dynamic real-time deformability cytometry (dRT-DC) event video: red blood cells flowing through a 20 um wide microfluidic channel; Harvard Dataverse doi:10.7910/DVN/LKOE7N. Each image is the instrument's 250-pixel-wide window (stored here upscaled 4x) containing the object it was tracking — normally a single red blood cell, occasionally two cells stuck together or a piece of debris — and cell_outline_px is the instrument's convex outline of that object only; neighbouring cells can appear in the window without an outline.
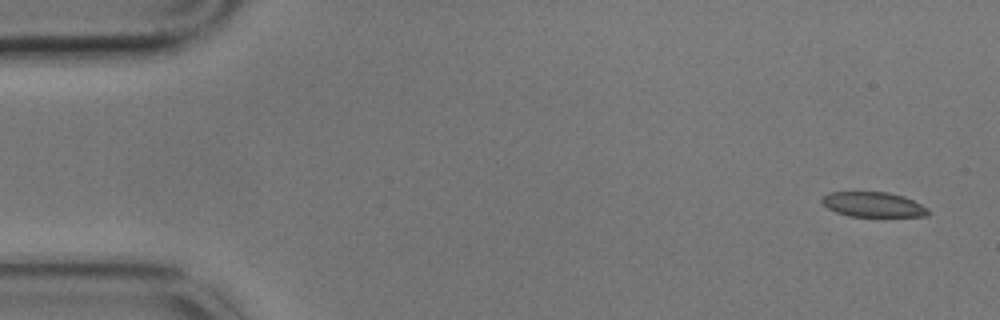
{"species": "common noctule bat (a hibernating species)", "species_latin": "Nyctalus noctula", "temperature_condition": "cold", "stored_images_in_passage": 5, "camera_frame_rate_fps": 3000, "um_per_image_px": 0.085, "animal": {"sex": "male", "body_mass_g": 17.9}, "frame": {"image": 1, "passage_image": 1, "time_ms": 0.0, "image_size_px": [1000, 320], "cell_outline_px": [[928, 216], [848, 216], [836, 212], [828, 208], [820, 200], [824, 196], [832, 192], [888, 192], [904, 196], [928, 208]], "centroid_in_image_um": [74.22, 17.38], "position_along_channel_um": 10.8, "area_um2": 15.26}}
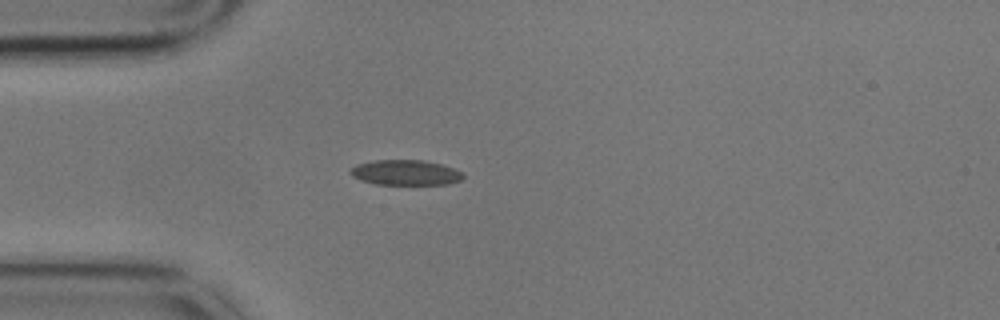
{"frame": {"image": 2, "passage_image": 4, "time_ms": 1.0, "image_size_px": [1000, 320], "cell_outline_px": [[464, 176], [460, 180], [448, 184], [376, 184], [360, 180], [352, 176], [348, 172], [356, 164], [376, 160], [424, 160], [440, 164], [464, 172]], "centroid_in_image_um": [34.45, 14.67], "position_along_channel_um": 50.5, "area_um2": 16.53}}